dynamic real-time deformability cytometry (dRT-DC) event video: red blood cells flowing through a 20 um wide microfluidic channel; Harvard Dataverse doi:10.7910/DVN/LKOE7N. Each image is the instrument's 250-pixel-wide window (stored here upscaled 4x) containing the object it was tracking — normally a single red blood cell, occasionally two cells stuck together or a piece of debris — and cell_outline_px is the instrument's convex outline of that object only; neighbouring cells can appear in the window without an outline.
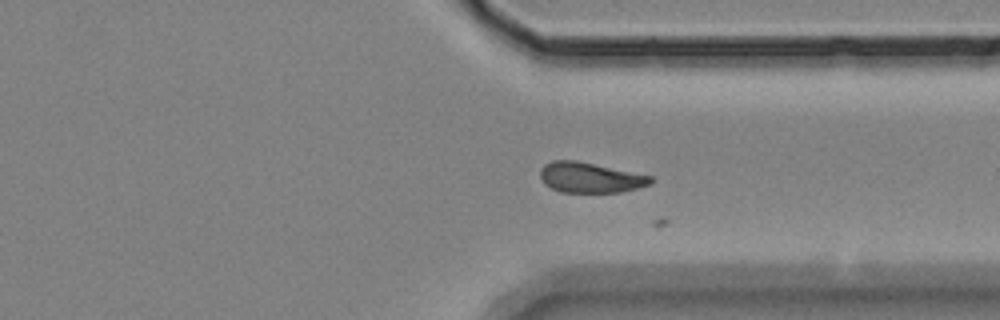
{"species": "Egyptian fruit bat (a non-hibernating species)", "species_latin": "Rousettus aegyptiacus", "temperature_condition": "room temperature", "stored_images_in_passage": 41, "camera_frame_rate_fps": 3000, "um_per_image_px": 0.085, "animal": {"sex": "female"}, "frame": {"image": 1, "passage_image": 28, "time_ms": 9.0, "image_size_px": [1000, 320], "cell_outline_px": [[652, 180], [648, 184], [636, 188], [620, 192], [560, 192], [544, 184], [540, 176], [540, 168], [544, 164], [552, 160], [576, 160], [652, 176]], "centroid_in_image_um": [50.1, 15.08], "position_along_channel_um": 361.3, "area_um2": 19.36}}